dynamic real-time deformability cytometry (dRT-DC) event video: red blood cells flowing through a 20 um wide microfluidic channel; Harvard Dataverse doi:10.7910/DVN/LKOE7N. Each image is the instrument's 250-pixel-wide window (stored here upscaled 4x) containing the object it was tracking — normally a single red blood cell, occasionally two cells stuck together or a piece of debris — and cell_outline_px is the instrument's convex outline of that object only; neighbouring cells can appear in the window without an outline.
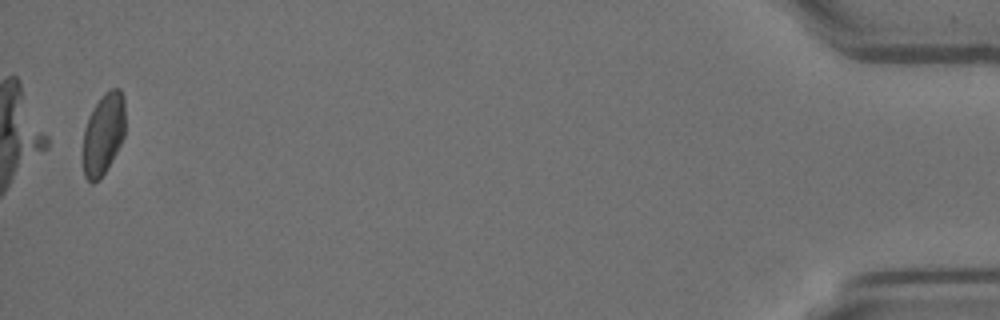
{"species": "Egyptian fruit bat (a non-hibernating species)", "species_latin": "Rousettus aegyptiacus", "temperature_condition": "room temperature", "stored_images_in_passage": 14, "camera_frame_rate_fps": 3000, "um_per_image_px": 0.085, "animal": {"sex": "female"}, "frame": {"image": 1, "passage_image": 14, "time_ms": 4.333, "image_size_px": [1000, 320], "cell_outline_px": [[124, 136], [112, 160], [100, 180], [92, 184], [84, 176], [80, 156], [84, 128], [88, 116], [104, 92], [112, 88], [120, 88], [124, 96]], "centroid_in_image_um": [8.73, 11.43], "position_along_channel_um": 426.5, "area_um2": 20.69}}